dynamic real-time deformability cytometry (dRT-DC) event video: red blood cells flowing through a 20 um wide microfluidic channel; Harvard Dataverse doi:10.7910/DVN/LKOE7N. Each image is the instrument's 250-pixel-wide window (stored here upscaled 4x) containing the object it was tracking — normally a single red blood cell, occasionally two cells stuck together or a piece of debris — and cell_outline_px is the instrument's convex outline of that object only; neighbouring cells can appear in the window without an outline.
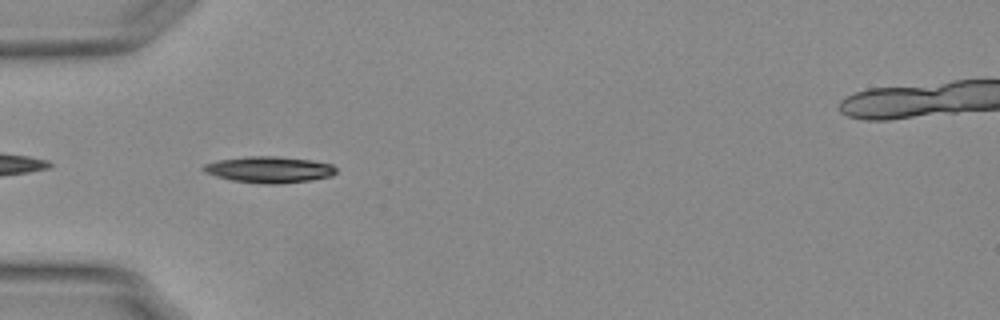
{"species": "Egyptian fruit bat (a non-hibernating species)", "species_latin": "Rousettus aegyptiacus", "temperature_condition": "warm", "stored_images_in_passage": 8, "camera_frame_rate_fps": 3000, "um_per_image_px": 0.085, "animal": {"sex": "female"}, "frame": {"image": 1, "passage_image": 2, "time_ms": 0.333, "image_size_px": [1000, 320], "cell_outline_px": [[336, 172], [332, 176], [312, 180], [276, 184], [268, 184], [232, 180], [216, 176], [204, 172], [200, 168], [204, 164], [216, 160], [248, 156], [276, 156], [312, 160], [332, 164], [336, 168]], "centroid_in_image_um": [22.87, 14.41], "position_along_channel_um": 62.1, "area_um2": 20.4}}
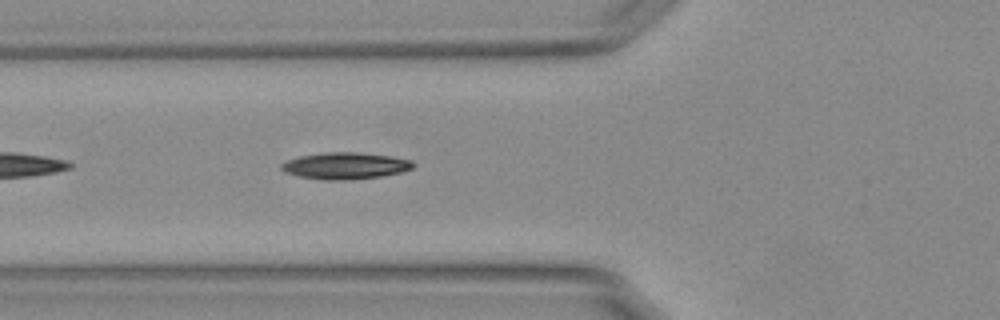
{"frame": {"image": 2, "passage_image": 5, "time_ms": 1.333, "image_size_px": [1000, 320], "cell_outline_px": [[412, 168], [400, 172], [380, 176], [348, 180], [324, 180], [300, 176], [284, 172], [280, 168], [280, 164], [288, 160], [300, 156], [324, 152], [356, 152], [392, 156], [412, 160]], "centroid_in_image_um": [29.31, 14.08], "position_along_channel_um": 96.5, "area_um2": 20.35}}